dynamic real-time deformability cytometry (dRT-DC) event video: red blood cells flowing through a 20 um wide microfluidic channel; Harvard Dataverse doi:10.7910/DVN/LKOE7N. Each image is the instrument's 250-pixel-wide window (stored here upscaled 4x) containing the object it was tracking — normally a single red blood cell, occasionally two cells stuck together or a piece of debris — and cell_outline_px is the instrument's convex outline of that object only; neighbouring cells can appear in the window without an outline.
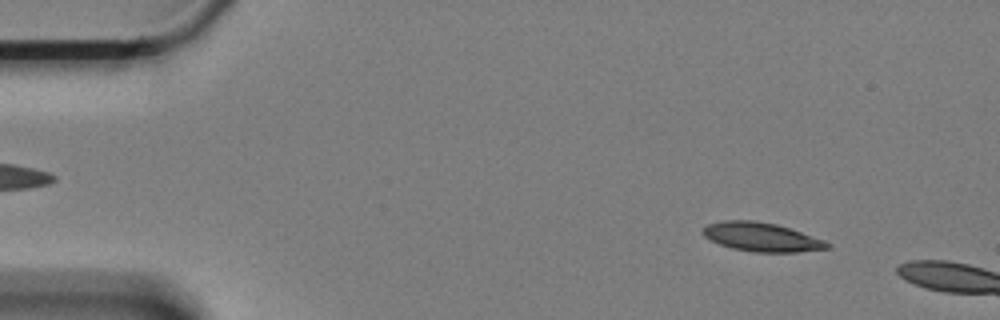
{"species": "Egyptian fruit bat (a non-hibernating species)", "species_latin": "Rousettus aegyptiacus", "temperature_condition": "cold", "stored_images_in_passage": 13, "camera_frame_rate_fps": 3000, "um_per_image_px": 0.085, "animal": {"sex": "female"}, "frame": {"image": 1, "passage_image": 6, "time_ms": 1.667, "image_size_px": [1000, 320], "cell_outline_px": [[832, 248], [796, 252], [756, 252], [732, 248], [720, 244], [704, 236], [704, 228], [708, 224], [724, 220], [752, 220], [776, 224], [824, 240], [832, 244]], "centroid_in_image_um": [64.77, 20.15], "position_along_channel_um": 20.2, "area_um2": 20.63}}